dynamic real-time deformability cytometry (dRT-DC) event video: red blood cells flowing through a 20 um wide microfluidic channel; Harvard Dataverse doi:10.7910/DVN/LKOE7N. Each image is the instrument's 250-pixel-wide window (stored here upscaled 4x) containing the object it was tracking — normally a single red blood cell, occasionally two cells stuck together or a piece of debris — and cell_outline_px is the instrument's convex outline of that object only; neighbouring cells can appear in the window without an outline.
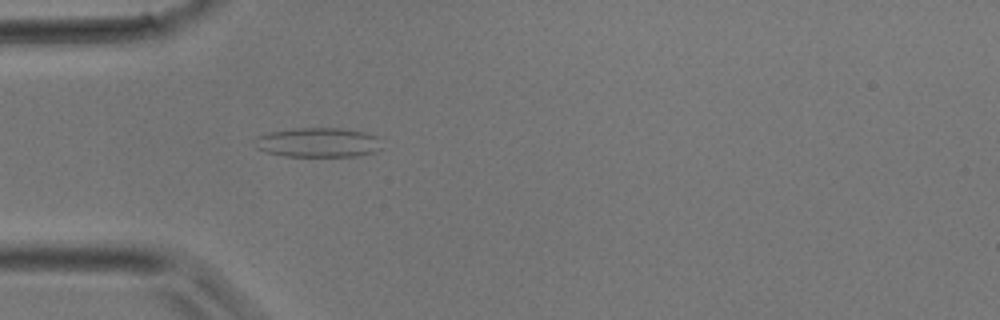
{"species": "common noctule bat (a hibernating species)", "species_latin": "Nyctalus noctula", "temperature_condition": "room temperature", "stored_images_in_passage": 26, "camera_frame_rate_fps": 3000, "um_per_image_px": 0.085, "animal": {"sex": "male", "body_mass_g": 17.9}, "frame": {"image": 1, "passage_image": 3, "time_ms": 0.667, "image_size_px": [1000, 320], "cell_outline_px": [[380, 148], [376, 152], [356, 156], [284, 156], [268, 152], [256, 148], [252, 140], [256, 136], [268, 132], [292, 128], [344, 128], [364, 132], [376, 136]], "centroid_in_image_um": [26.97, 12.1], "position_along_channel_um": 58.0, "area_um2": 21.96}}
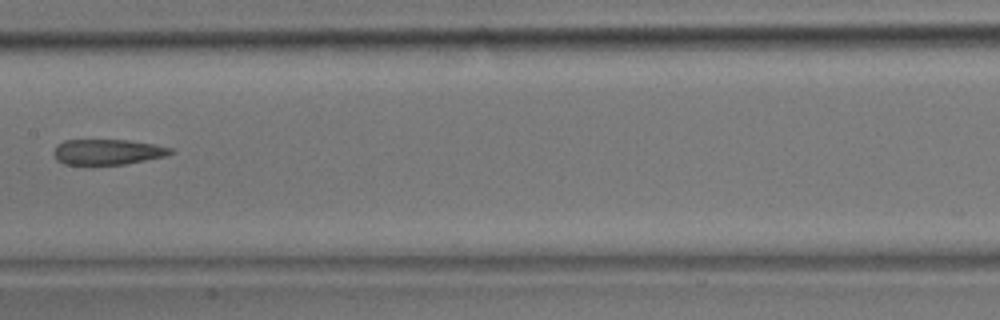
{"frame": {"image": 2, "passage_image": 11, "time_ms": 3.333, "image_size_px": [1000, 320], "cell_outline_px": [[176, 152], [164, 156], [124, 164], [92, 168], [88, 168], [64, 164], [56, 160], [52, 152], [56, 144], [64, 140], [128, 140], [152, 144], [172, 148]], "centroid_in_image_um": [9.03, 12.96], "position_along_channel_um": 198.4, "area_um2": 18.21}}
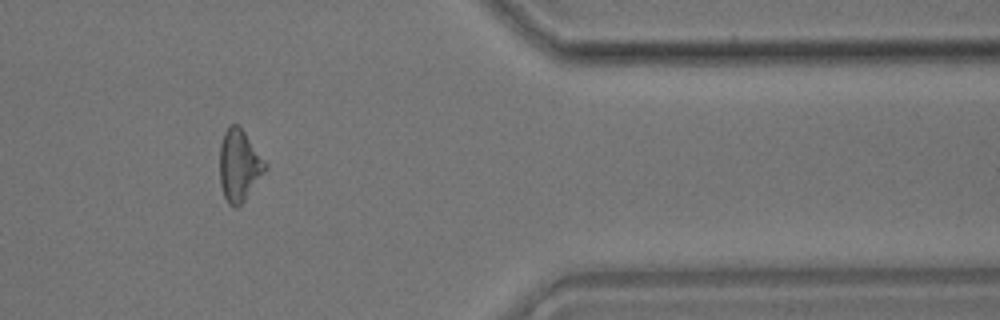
{"frame": {"image": 3, "passage_image": 23, "time_ms": 7.333, "image_size_px": [1000, 320], "cell_outline_px": [[268, 168], [244, 200], [236, 208], [228, 204], [224, 196], [220, 184], [220, 144], [224, 132], [232, 124], [240, 124], [268, 164]], "centroid_in_image_um": [20.34, 14.03], "position_along_channel_um": 391.1, "area_um2": 19.19}}